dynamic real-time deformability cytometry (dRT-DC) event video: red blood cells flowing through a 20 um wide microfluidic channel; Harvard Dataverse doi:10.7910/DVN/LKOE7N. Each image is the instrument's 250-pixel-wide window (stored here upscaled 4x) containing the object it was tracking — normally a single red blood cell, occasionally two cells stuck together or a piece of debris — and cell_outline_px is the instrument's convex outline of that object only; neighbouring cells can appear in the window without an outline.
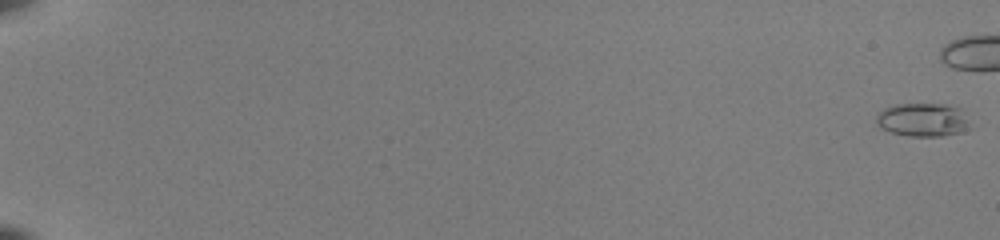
{"species": "common noctule bat (a hibernating species)", "species_latin": "Nyctalus noctula", "temperature_condition": "room temperature", "stored_images_in_passage": 46, "camera_frame_rate_fps": 3000, "um_per_image_px": 0.085, "animal": {"sex": "female", "body_mass_g": 22.0, "forearm_length_mm": 56.7}, "frame": {"image": 1, "passage_image": 1, "time_ms": 0.0, "image_size_px": [1000, 240], "cell_outline_px": [[972, 128], [964, 132], [944, 136], [908, 136], [892, 132], [880, 128], [876, 124], [876, 116], [884, 108], [896, 104], [948, 104], [960, 108]], "centroid_in_image_um": [78.46, 10.19], "position_along_channel_um": 6.5, "area_um2": 18.5}}
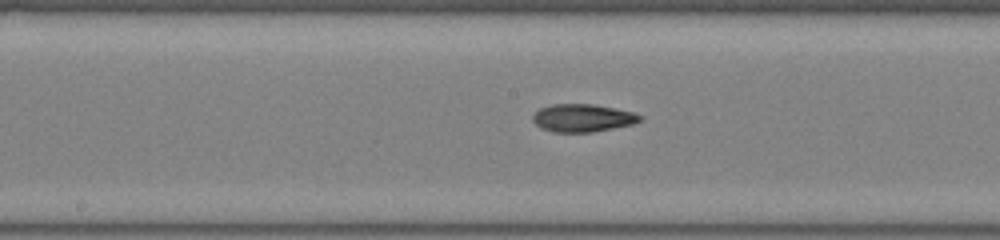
{"frame": {"image": 2, "passage_image": 32, "time_ms": 10.333, "image_size_px": [1000, 240], "cell_outline_px": [[644, 116], [640, 120], [632, 124], [592, 132], [552, 132], [540, 128], [532, 120], [532, 116], [540, 108], [552, 104], [592, 104], [616, 108], [632, 112]], "centroid_in_image_um": [49.5, 10.02], "position_along_channel_um": 198.7, "area_um2": 17.34}}
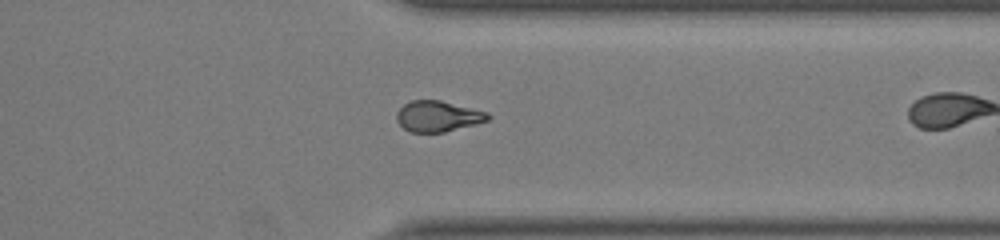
{"frame": {"image": 3, "passage_image": 45, "time_ms": 14.667, "image_size_px": [1000, 240], "cell_outline_px": [[492, 116], [488, 120], [476, 124], [444, 132], [408, 132], [396, 120], [396, 112], [404, 104], [412, 100], [440, 100], [488, 112]], "centroid_in_image_um": [37.22, 9.88], "position_along_channel_um": 374.2, "area_um2": 16.42}}